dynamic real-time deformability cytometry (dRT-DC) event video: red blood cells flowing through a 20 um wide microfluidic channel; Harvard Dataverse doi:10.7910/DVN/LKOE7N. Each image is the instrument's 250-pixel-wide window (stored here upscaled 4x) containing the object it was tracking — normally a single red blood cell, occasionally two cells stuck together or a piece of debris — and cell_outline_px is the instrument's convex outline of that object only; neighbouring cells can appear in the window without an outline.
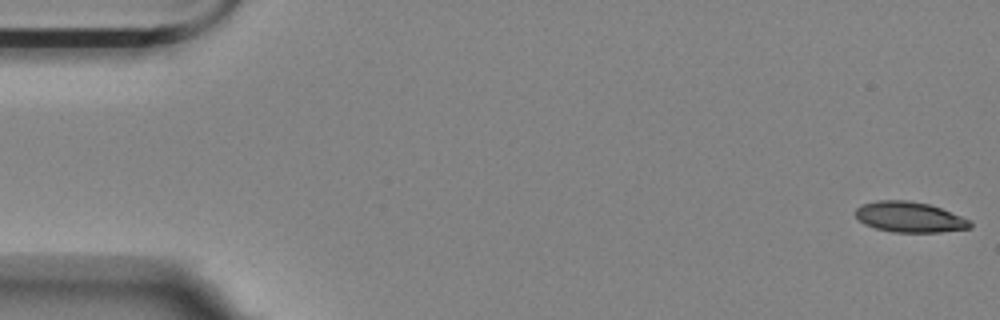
{"species": "Egyptian fruit bat (a non-hibernating species)", "species_latin": "Rousettus aegyptiacus", "temperature_condition": "room temperature", "stored_images_in_passage": 56, "camera_frame_rate_fps": 3000, "um_per_image_px": 0.085, "animal": {"sex": "female"}, "frame": {"image": 1, "passage_image": 1, "time_ms": 0.0, "image_size_px": [1000, 320], "cell_outline_px": [[972, 228], [940, 232], [892, 232], [876, 228], [864, 224], [852, 212], [860, 204], [876, 200], [908, 200], [928, 204], [940, 208], [972, 220]], "centroid_in_image_um": [77.3, 18.44], "position_along_channel_um": 7.7, "area_um2": 20.58}}
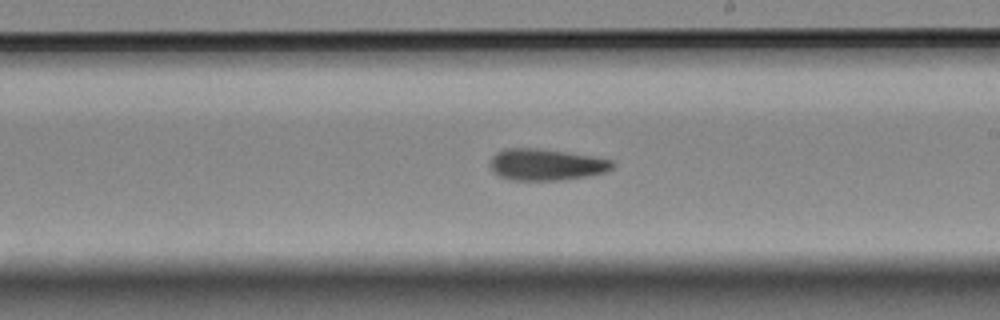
{"frame": {"image": 2, "passage_image": 32, "time_ms": 10.333, "image_size_px": [1000, 320], "cell_outline_px": [[616, 164], [608, 172], [560, 180], [512, 180], [500, 176], [492, 168], [492, 156], [496, 152], [504, 148], [536, 148], [592, 156], [612, 160]], "centroid_in_image_um": [46.45, 13.98], "position_along_channel_um": 242.5, "area_um2": 22.2}}
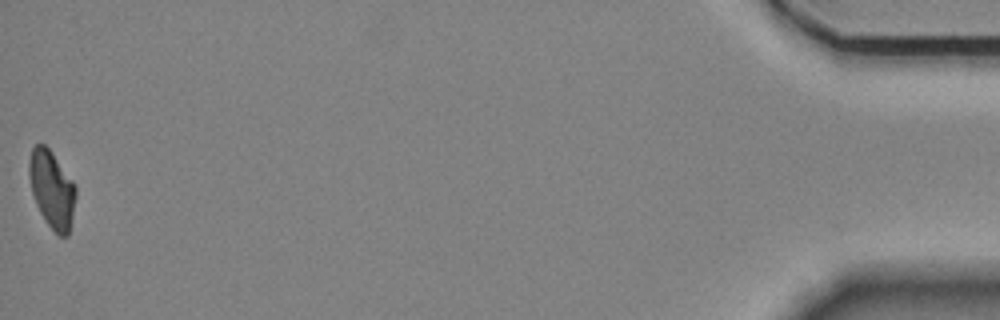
{"frame": {"image": 3, "passage_image": 56, "time_ms": 18.333, "image_size_px": [1000, 320], "cell_outline_px": [[76, 196], [68, 236], [60, 236], [44, 220], [36, 204], [32, 192], [28, 176], [28, 164], [32, 148], [36, 144], [44, 144], [48, 148], [72, 180], [76, 188]], "centroid_in_image_um": [4.39, 16.09], "position_along_channel_um": 430.8, "area_um2": 20.75}, "authors_computed_cell_mechanics": {"area_um2": 21.7906, "velocity_mm_per_s": 3.5462, "shape_relaxation_time_tau1_ms": null, "shape_relaxation_time_tau2_ms": 5.2292, "deformation_change_tau1": null, "deformation_change_tau2": 0.1244}}